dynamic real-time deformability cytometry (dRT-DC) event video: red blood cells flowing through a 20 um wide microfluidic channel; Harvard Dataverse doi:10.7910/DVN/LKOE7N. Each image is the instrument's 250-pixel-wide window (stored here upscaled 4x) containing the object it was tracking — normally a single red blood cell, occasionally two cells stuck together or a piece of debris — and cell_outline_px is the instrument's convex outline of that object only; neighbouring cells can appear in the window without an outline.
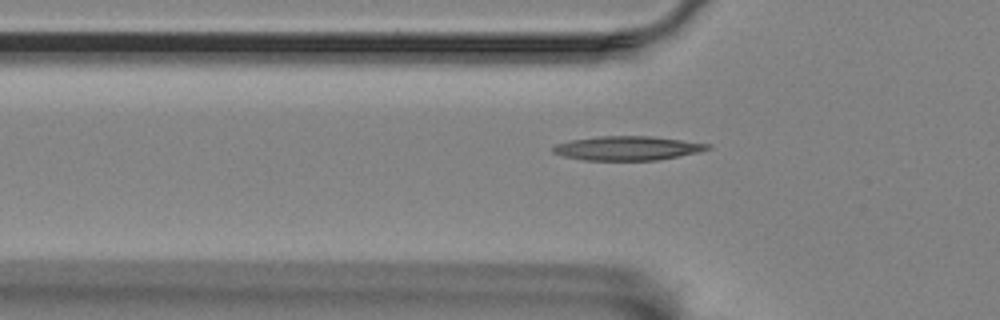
{"species": "Egyptian fruit bat (a non-hibernating species)", "species_latin": "Rousettus aegyptiacus", "temperature_condition": "room temperature", "stored_images_in_passage": 41, "camera_frame_rate_fps": 3000, "um_per_image_px": 0.085, "animal": {"sex": "female"}, "frame": {"image": 1, "passage_image": 2, "time_ms": 0.333, "image_size_px": [1000, 320], "cell_outline_px": [[712, 148], [700, 152], [656, 160], [584, 160], [564, 156], [552, 152], [552, 148], [556, 144], [572, 140], [600, 136], [652, 136], [712, 144]], "centroid_in_image_um": [53.37, 12.59], "position_along_channel_um": 72.4, "area_um2": 21.68}}
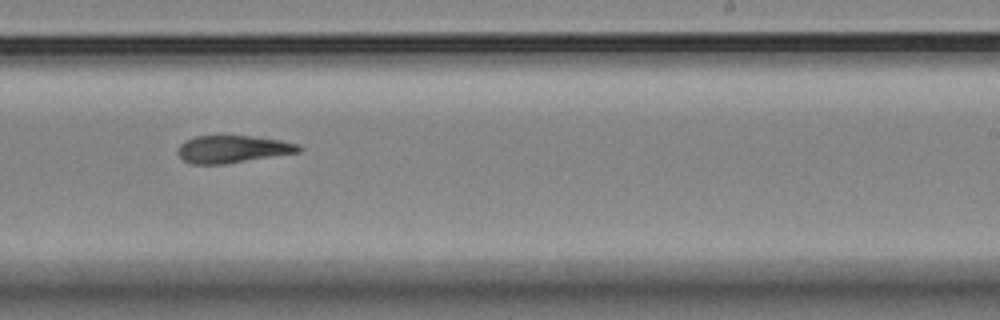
{"frame": {"image": 2, "passage_image": 19, "time_ms": 6.0, "image_size_px": [1000, 320], "cell_outline_px": [[304, 148], [300, 152], [224, 164], [192, 164], [184, 160], [180, 156], [180, 144], [184, 140], [196, 136], [248, 136], [280, 140], [296, 144]], "centroid_in_image_um": [19.79, 12.68], "position_along_channel_um": 269.2, "area_um2": 19.02}}
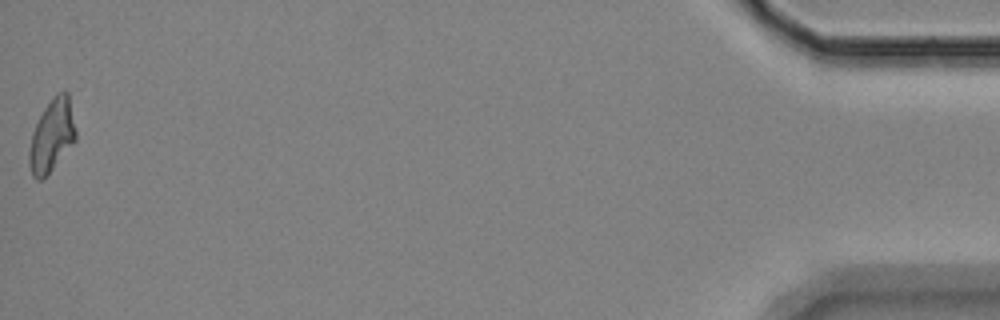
{"frame": {"image": 3, "passage_image": 41, "time_ms": 13.333, "image_size_px": [1000, 320], "cell_outline_px": [[76, 140], [52, 168], [40, 180], [36, 180], [32, 176], [28, 164], [28, 152], [32, 132], [44, 108], [56, 92], [64, 88], [68, 92], [76, 132]], "centroid_in_image_um": [4.39, 11.49], "position_along_channel_um": 430.8, "area_um2": 19.59}, "authors_computed_cell_mechanics": {"area_um2": 19.7676, "velocity_mm_per_s": 3.4633, "shape_relaxation_time_tau1_ms": 8.5214, "shape_relaxation_time_tau2_ms": 5.5311, "deformation_change_tau1": 0.2031, "deformation_change_tau2": 0.1552}}